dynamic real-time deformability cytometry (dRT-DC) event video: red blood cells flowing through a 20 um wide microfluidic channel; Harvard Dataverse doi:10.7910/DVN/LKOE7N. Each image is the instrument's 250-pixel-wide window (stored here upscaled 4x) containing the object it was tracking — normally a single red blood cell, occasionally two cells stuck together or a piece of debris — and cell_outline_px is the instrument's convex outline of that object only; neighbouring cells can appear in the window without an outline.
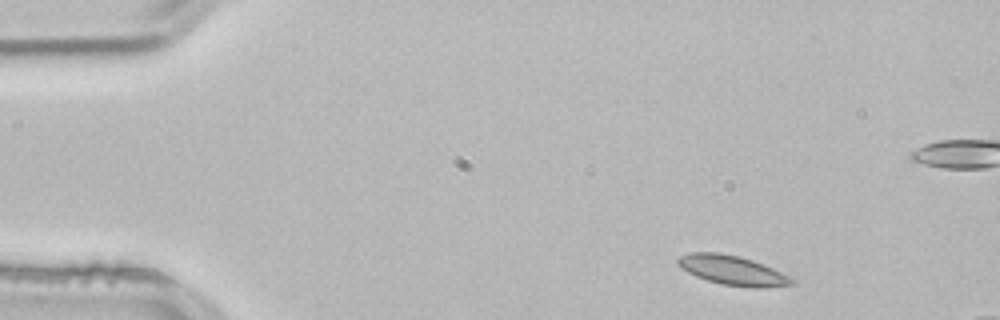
{"species": "common noctule bat (a hibernating species)", "species_latin": "Nyctalus noctula", "temperature_condition": "room temperature", "stored_images_in_passage": 3, "camera_frame_rate_fps": 3000, "um_per_image_px": 0.085, "animal": {"sex": "male", "body_mass_g": 21.5, "forearm_length_mm": 52.0}, "frame": {"image": 1, "passage_image": 1, "time_ms": 0.0, "image_size_px": [1000, 320], "cell_outline_px": [[796, 284], [764, 288], [752, 288], [720, 284], [696, 276], [680, 268], [676, 264], [676, 260], [680, 256], [692, 252], [716, 252], [736, 256], [752, 260], [792, 276], [796, 280]], "centroid_in_image_um": [62.29, 23.0], "position_along_channel_um": 22.7, "area_um2": 19.71}}